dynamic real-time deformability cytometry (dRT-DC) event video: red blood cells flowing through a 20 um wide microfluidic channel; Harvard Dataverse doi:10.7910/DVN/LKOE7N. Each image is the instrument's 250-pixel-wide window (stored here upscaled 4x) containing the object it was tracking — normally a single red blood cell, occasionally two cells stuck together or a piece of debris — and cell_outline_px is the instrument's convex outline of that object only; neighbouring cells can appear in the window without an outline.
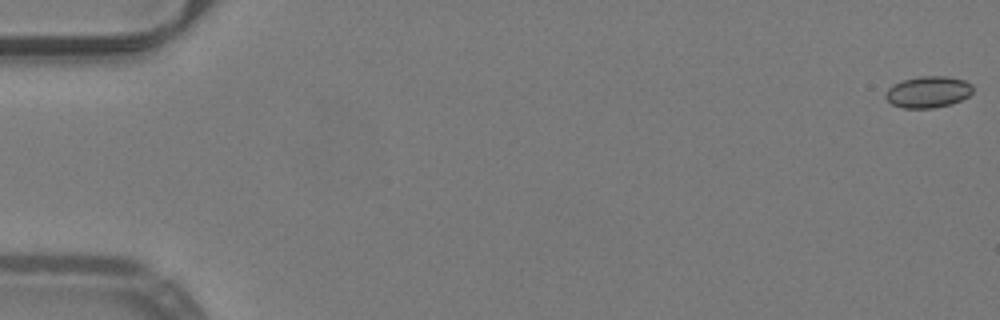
{"species": "common noctule bat (a hibernating species)", "species_latin": "Nyctalus noctula", "temperature_condition": "warm", "stored_images_in_passage": 53, "camera_frame_rate_fps": 3000, "um_per_image_px": 0.085, "animal": {"sex": "male", "body_mass_g": 19.2, "forearm_length_mm": 51.8}, "frame": {"image": 1, "passage_image": 1, "time_ms": 0.0, "image_size_px": [1000, 320], "cell_outline_px": [[972, 92], [968, 96], [952, 104], [932, 108], [904, 108], [892, 104], [884, 96], [888, 88], [892, 84], [904, 80], [920, 76], [944, 76], [964, 80], [972, 84]], "centroid_in_image_um": [78.88, 7.81], "position_along_channel_um": 6.1, "area_um2": 15.95}}
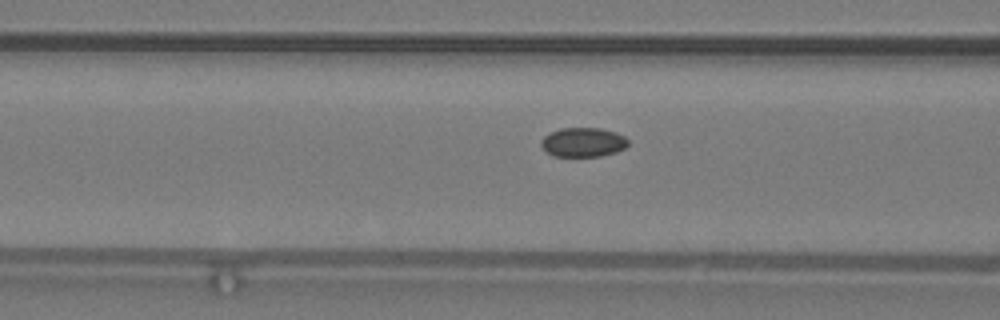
{"frame": {"image": 2, "passage_image": 22, "time_ms": 7.0, "image_size_px": [1000, 320], "cell_outline_px": [[628, 144], [624, 148], [616, 152], [600, 156], [552, 156], [540, 144], [540, 140], [544, 136], [560, 128], [600, 128], [616, 132], [624, 136], [628, 140]], "centroid_in_image_um": [49.57, 12.09], "position_along_channel_um": 117.0, "area_um2": 14.8}}
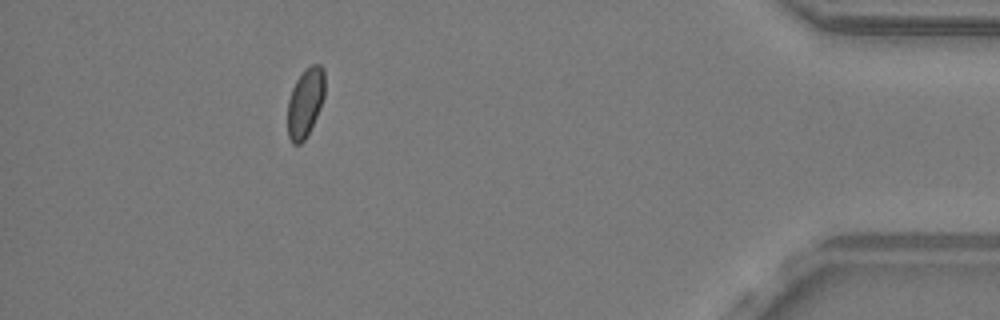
{"frame": {"image": 3, "passage_image": 48, "time_ms": 15.667, "image_size_px": [1000, 320], "cell_outline_px": [[324, 96], [320, 108], [304, 140], [300, 144], [292, 144], [288, 136], [288, 100], [292, 88], [296, 80], [304, 68], [312, 64], [320, 64], [324, 68]], "centroid_in_image_um": [25.94, 8.68], "position_along_channel_um": 409.3, "area_um2": 14.91}, "authors_computed_cell_mechanics": {"area_um2": 15.4904, "velocity_mm_per_s": 4.0065, "shape_relaxation_time_tau1_ms": null, "shape_relaxation_time_tau2_ms": 5.8089, "deformation_change_tau1": null, "deformation_change_tau2": 0.0743}}